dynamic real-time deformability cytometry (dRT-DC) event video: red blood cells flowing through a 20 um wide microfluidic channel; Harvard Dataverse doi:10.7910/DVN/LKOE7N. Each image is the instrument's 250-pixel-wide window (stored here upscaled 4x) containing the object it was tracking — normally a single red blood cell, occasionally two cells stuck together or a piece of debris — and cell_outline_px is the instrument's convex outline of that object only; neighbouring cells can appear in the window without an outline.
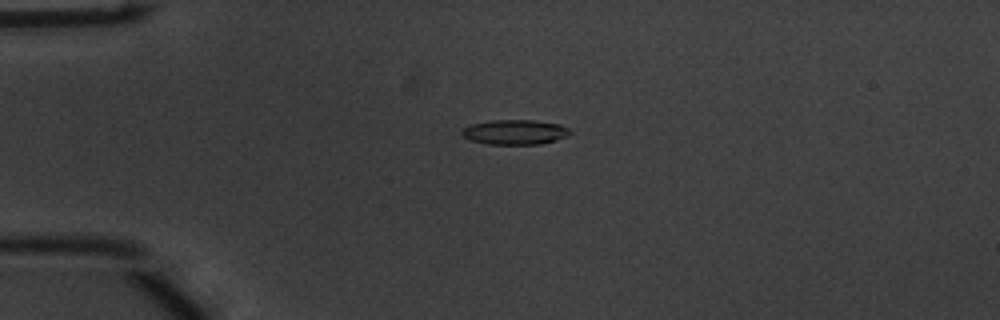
{"species": "common noctule bat (a hibernating species)", "species_latin": "Nyctalus noctula", "temperature_condition": "warm", "stored_images_in_passage": 44, "camera_frame_rate_fps": 3000, "um_per_image_px": 0.085, "animal": {"sex": "male", "body_mass_g": 20.1, "forearm_length_mm": 53.5}, "frame": {"image": 1, "passage_image": 4, "time_ms": 1.0, "image_size_px": [1000, 320], "cell_outline_px": [[572, 132], [568, 136], [556, 140], [540, 144], [488, 144], [472, 140], [464, 136], [460, 132], [464, 128], [472, 124], [492, 120], [532, 120], [560, 124], [568, 128]], "centroid_in_image_um": [43.81, 11.23], "position_along_channel_um": 41.2, "area_um2": 15.55}}
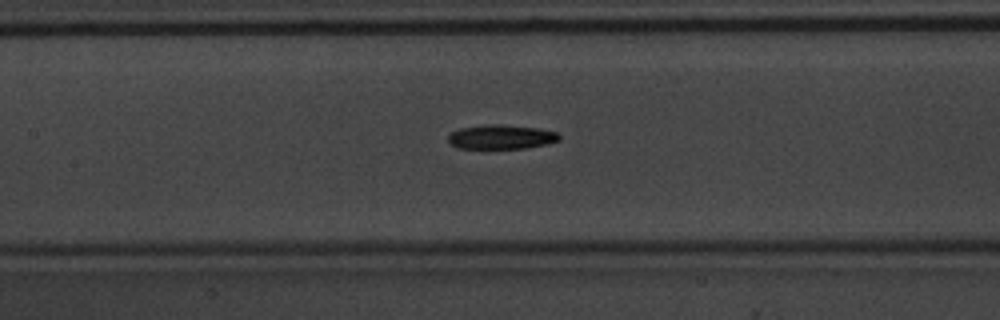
{"frame": {"image": 2, "passage_image": 16, "time_ms": 5.0, "image_size_px": [1000, 320], "cell_outline_px": [[560, 140], [548, 144], [524, 148], [456, 148], [448, 140], [448, 136], [452, 132], [460, 128], [488, 124], [500, 124], [540, 128], [556, 132], [560, 136]], "centroid_in_image_um": [42.62, 11.63], "position_along_channel_um": 164.8, "area_um2": 15.72}}
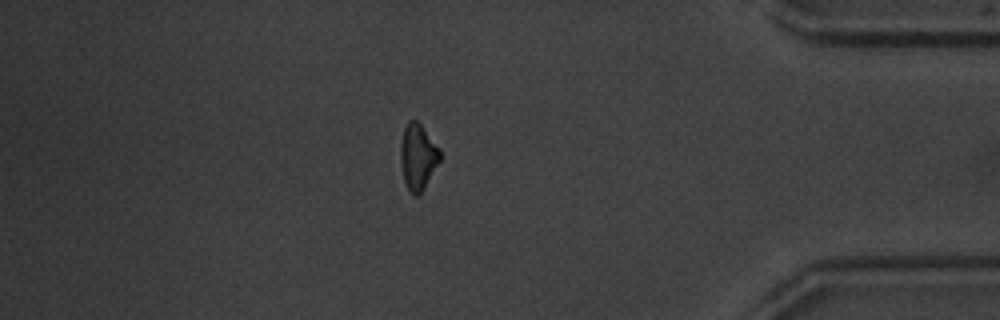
{"frame": {"image": 3, "passage_image": 37, "time_ms": 12.0, "image_size_px": [1000, 320], "cell_outline_px": [[440, 160], [424, 188], [416, 196], [412, 196], [404, 184], [400, 164], [400, 144], [404, 128], [408, 120], [416, 120], [420, 124], [440, 148]], "centroid_in_image_um": [35.49, 13.34], "position_along_channel_um": 399.7, "area_um2": 15.26}, "authors_computed_cell_mechanics": {"area_um2": 15.606, "velocity_mm_per_s": 3.8175, "shape_relaxation_time_tau1_ms": 2.9184, "shape_relaxation_time_tau2_ms": null, "deformation_change_tau1": 0.1274, "deformation_change_tau2": null}}